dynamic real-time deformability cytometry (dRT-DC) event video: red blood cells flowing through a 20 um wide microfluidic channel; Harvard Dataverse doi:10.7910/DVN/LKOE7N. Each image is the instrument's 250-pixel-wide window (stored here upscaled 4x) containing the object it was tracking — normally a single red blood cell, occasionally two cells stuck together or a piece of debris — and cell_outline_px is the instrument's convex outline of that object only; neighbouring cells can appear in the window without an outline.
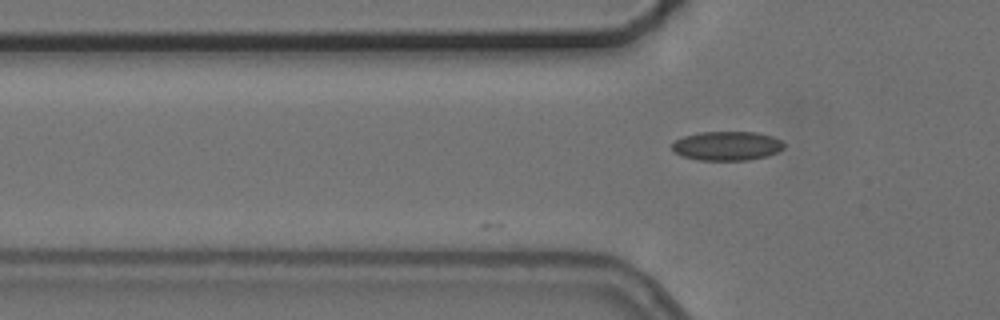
{"species": "common noctule bat (a hibernating species)", "species_latin": "Nyctalus noctula", "temperature_condition": "cold", "stored_images_in_passage": 6, "camera_frame_rate_fps": 3000, "um_per_image_px": 0.085, "animal": {"sex": "female", "body_mass_g": 24.6, "forearm_length_mm": 56.2}, "frame": {"image": 1, "passage_image": 4, "time_ms": 3.667, "image_size_px": [1000, 320], "cell_outline_px": [[784, 148], [768, 156], [748, 160], [700, 160], [680, 156], [672, 152], [672, 144], [676, 140], [684, 136], [700, 132], [760, 132], [772, 136], [780, 140], [784, 144]], "centroid_in_image_um": [61.78, 12.4], "position_along_channel_um": 64.0, "area_um2": 19.13}}
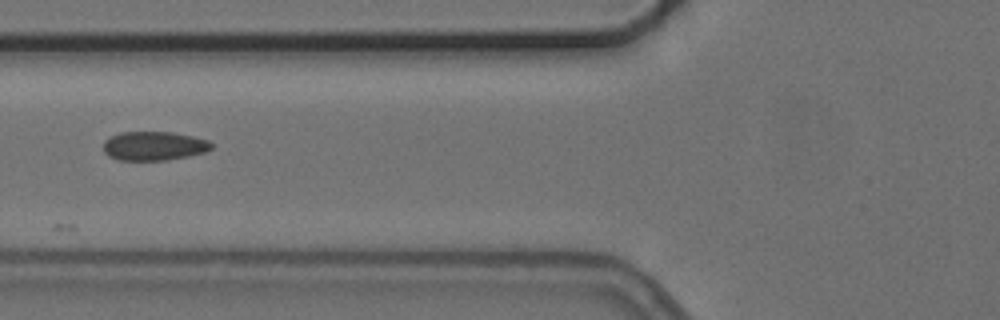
{"frame": {"image": 2, "passage_image": 5, "time_ms": 5.0, "image_size_px": [1000, 320], "cell_outline_px": [[212, 148], [204, 152], [188, 156], [168, 160], [120, 160], [108, 156], [104, 152], [104, 140], [120, 132], [172, 132], [192, 136], [208, 140], [212, 144]], "centroid_in_image_um": [13.08, 12.4], "position_along_channel_um": 112.7, "area_um2": 18.21}}